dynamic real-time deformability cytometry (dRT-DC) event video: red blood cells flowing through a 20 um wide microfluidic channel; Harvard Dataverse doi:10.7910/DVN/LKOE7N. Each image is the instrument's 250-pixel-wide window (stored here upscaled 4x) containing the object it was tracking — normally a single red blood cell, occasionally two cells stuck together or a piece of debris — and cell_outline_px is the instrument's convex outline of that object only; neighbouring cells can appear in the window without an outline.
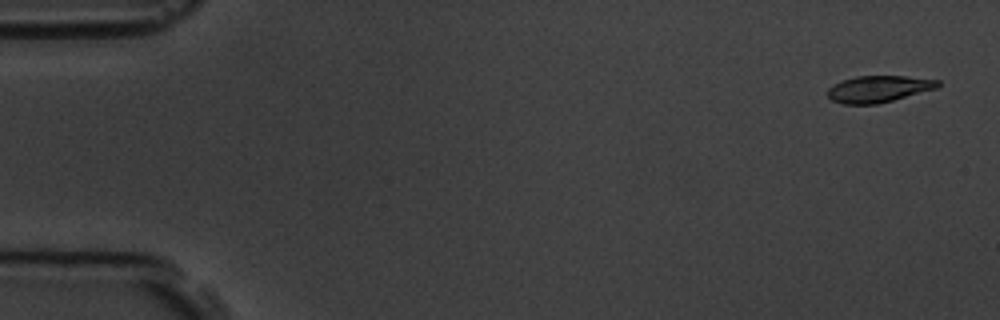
{"species": "common noctule bat (a hibernating species)", "species_latin": "Nyctalus noctula", "temperature_condition": "room temperature", "stored_images_in_passage": 5, "camera_frame_rate_fps": 3000, "um_per_image_px": 0.085, "animal": {"sex": "male", "body_mass_g": 19.5, "forearm_length_mm": 54.6}, "frame": {"image": 1, "passage_image": 1, "time_ms": 0.0, "image_size_px": [1000, 320], "cell_outline_px": [[940, 84], [936, 88], [892, 100], [876, 104], [844, 104], [832, 100], [828, 96], [828, 88], [832, 84], [856, 76], [904, 76], [940, 80]], "centroid_in_image_um": [74.65, 7.55], "position_along_channel_um": 10.3, "area_um2": 16.88}}
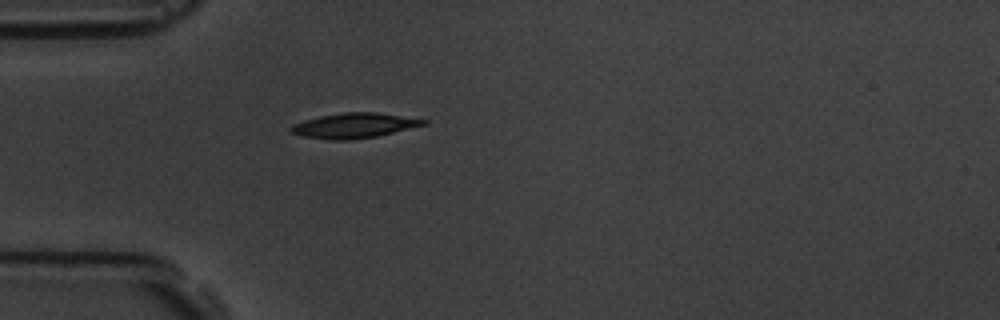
{"frame": {"image": 2, "passage_image": 5, "time_ms": 4.667, "image_size_px": [1000, 320], "cell_outline_px": [[428, 124], [376, 136], [352, 140], [332, 140], [300, 136], [292, 132], [288, 128], [292, 124], [304, 120], [320, 116], [344, 112], [376, 112], [428, 120]], "centroid_in_image_um": [30.07, 10.67], "position_along_channel_um": 54.9, "area_um2": 19.31}}